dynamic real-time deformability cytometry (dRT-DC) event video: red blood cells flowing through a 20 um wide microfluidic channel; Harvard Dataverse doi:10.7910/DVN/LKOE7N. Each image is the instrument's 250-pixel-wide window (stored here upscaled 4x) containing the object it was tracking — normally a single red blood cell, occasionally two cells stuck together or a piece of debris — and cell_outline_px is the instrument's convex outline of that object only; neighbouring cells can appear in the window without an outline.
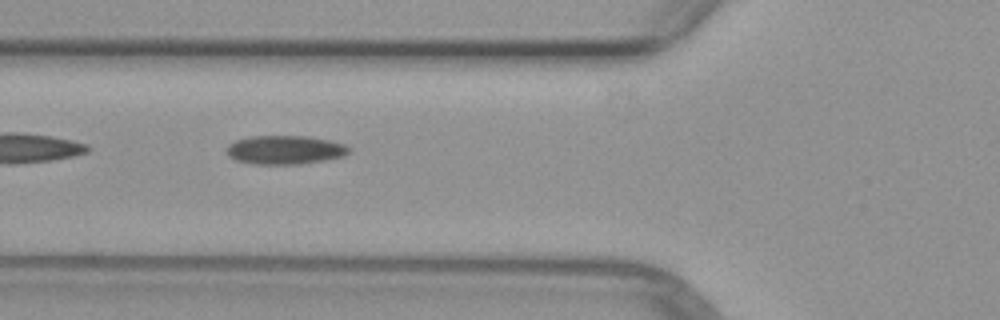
{"species": "common noctule bat (a hibernating species)", "species_latin": "Nyctalus noctula", "temperature_condition": "warm", "stored_images_in_passage": 7, "camera_frame_rate_fps": 3000, "um_per_image_px": 0.085, "animal": {"sex": "female", "body_mass_g": 29.2, "forearm_length_mm": 56.3}, "frame": {"image": 1, "passage_image": 5, "time_ms": 5.667, "image_size_px": [1000, 320], "cell_outline_px": [[352, 148], [344, 156], [324, 160], [300, 164], [252, 164], [236, 160], [228, 156], [224, 152], [224, 148], [228, 144], [236, 140], [252, 136], [308, 136], [328, 140], [344, 144]], "centroid_in_image_um": [24.18, 12.74], "position_along_channel_um": 101.6, "area_um2": 20.69}}
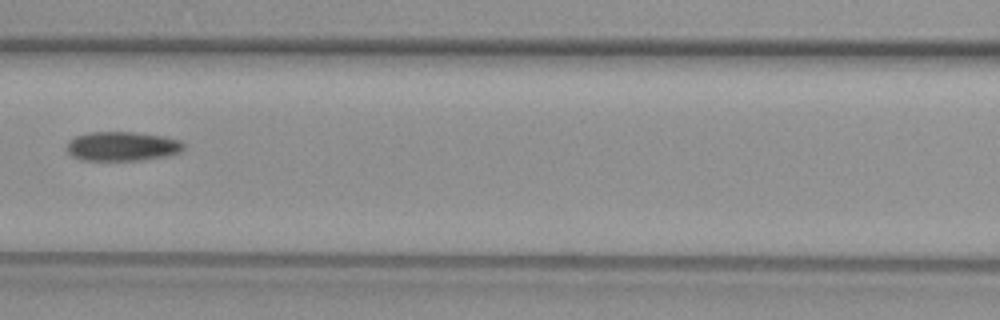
{"frame": {"image": 2, "passage_image": 6, "time_ms": 7.0, "image_size_px": [1000, 320], "cell_outline_px": [[184, 148], [180, 152], [168, 156], [140, 160], [80, 160], [72, 156], [68, 152], [68, 140], [76, 136], [88, 132], [132, 132], [160, 136], [180, 140], [184, 144]], "centroid_in_image_um": [10.38, 12.44], "position_along_channel_um": 156.2, "area_um2": 19.88}}
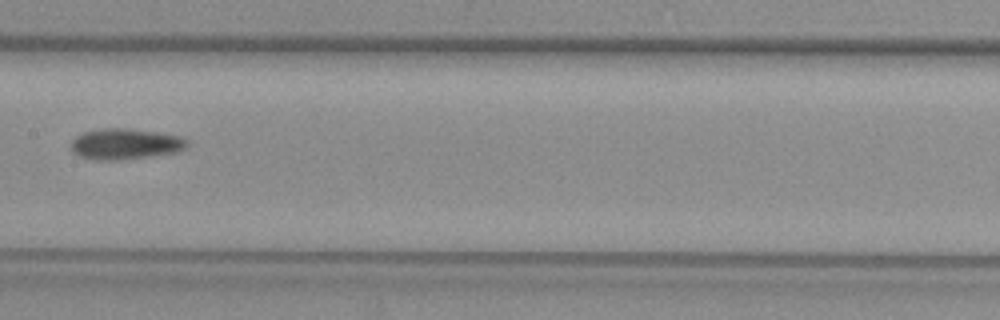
{"frame": {"image": 3, "passage_image": 7, "time_ms": 8.0, "image_size_px": [1000, 320], "cell_outline_px": [[188, 144], [180, 152], [124, 160], [92, 160], [80, 156], [72, 152], [72, 140], [76, 136], [84, 132], [104, 128], [128, 128], [156, 132], [180, 136], [188, 140]], "centroid_in_image_um": [10.66, 12.25], "position_along_channel_um": 196.7, "area_um2": 21.04}}